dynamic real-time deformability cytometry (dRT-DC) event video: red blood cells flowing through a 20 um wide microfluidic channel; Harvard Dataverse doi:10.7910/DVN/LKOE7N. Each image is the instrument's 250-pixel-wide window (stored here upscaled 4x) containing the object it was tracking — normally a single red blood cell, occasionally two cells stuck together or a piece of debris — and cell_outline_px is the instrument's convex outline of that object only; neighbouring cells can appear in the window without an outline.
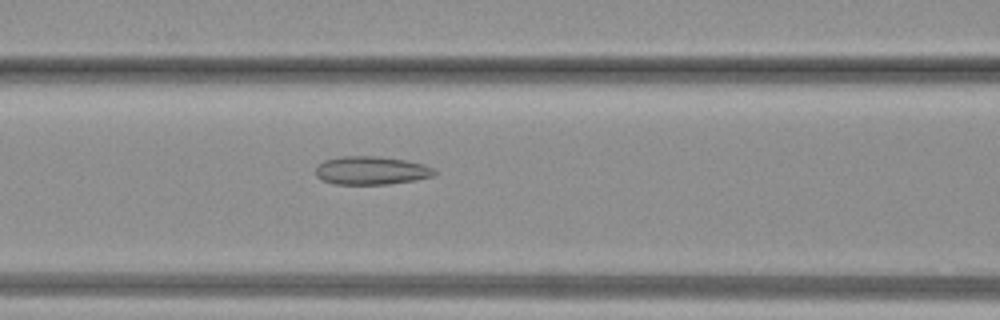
{"species": "common noctule bat (a hibernating species)", "species_latin": "Nyctalus noctula", "temperature_condition": "warm", "stored_images_in_passage": 40, "camera_frame_rate_fps": 3000, "um_per_image_px": 0.085, "animal": {"sex": "female", "body_mass_g": 19.3, "forearm_length_mm": 54.1}, "frame": {"image": 1, "passage_image": 17, "time_ms": 5.333, "image_size_px": [1000, 320], "cell_outline_px": [[436, 172], [432, 176], [416, 180], [388, 184], [332, 184], [320, 180], [316, 176], [316, 164], [324, 160], [340, 156], [380, 156], [404, 160], [424, 164], [432, 168]], "centroid_in_image_um": [31.49, 14.49], "position_along_channel_um": 135.1, "area_um2": 19.77}}
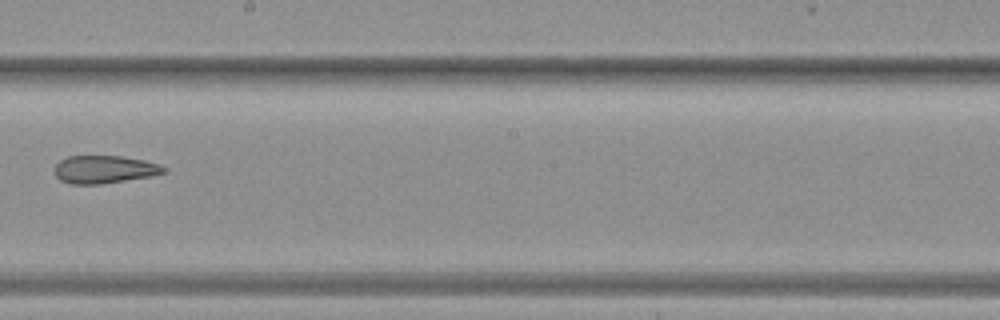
{"frame": {"image": 2, "passage_image": 23, "time_ms": 7.333, "image_size_px": [1000, 320], "cell_outline_px": [[168, 168], [164, 172], [152, 176], [100, 184], [68, 184], [60, 180], [56, 176], [56, 164], [60, 160], [68, 156], [120, 156], [144, 160]], "centroid_in_image_um": [8.85, 14.4], "position_along_channel_um": 239.3, "area_um2": 17.57}}
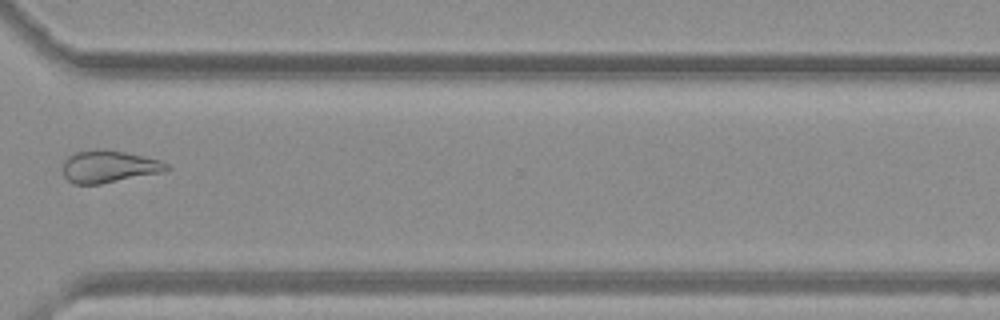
{"frame": {"image": 3, "passage_image": 30, "time_ms": 9.667, "image_size_px": [1000, 320], "cell_outline_px": [[172, 168], [164, 172], [100, 184], [72, 184], [64, 176], [64, 160], [68, 156], [76, 152], [96, 148], [100, 148], [124, 152], [144, 156], [160, 160], [168, 164]], "centroid_in_image_um": [9.28, 14.15], "position_along_channel_um": 361.3, "area_um2": 19.65}}